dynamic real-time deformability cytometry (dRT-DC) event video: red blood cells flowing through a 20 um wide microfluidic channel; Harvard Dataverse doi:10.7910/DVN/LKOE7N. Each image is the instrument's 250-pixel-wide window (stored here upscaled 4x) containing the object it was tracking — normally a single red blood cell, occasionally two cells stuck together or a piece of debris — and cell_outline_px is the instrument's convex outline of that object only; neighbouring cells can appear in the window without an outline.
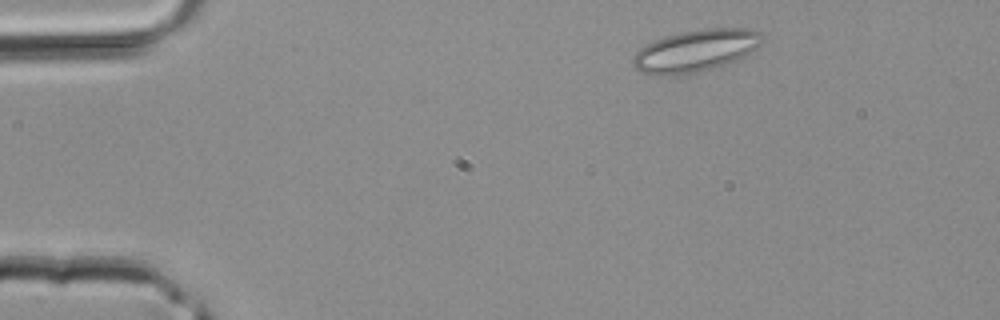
{"species": "common noctule bat (a hibernating species)", "species_latin": "Nyctalus noctula", "temperature_condition": "room temperature", "stored_images_in_passage": 36, "camera_frame_rate_fps": 3000, "um_per_image_px": 0.085, "animal": {"sex": "male", "body_mass_g": 20.4}, "frame": {"image": 1, "passage_image": 3, "time_ms": 0.667, "image_size_px": [1000, 320], "cell_outline_px": [[768, 36], [764, 44], [740, 60], [712, 68], [696, 72], [672, 76], [652, 76], [640, 72], [632, 64], [632, 56], [640, 48], [656, 40], [680, 32], [704, 28], [748, 28], [764, 32]], "centroid_in_image_um": [59.23, 4.31], "position_along_channel_um": 25.8, "area_um2": 32.48}}
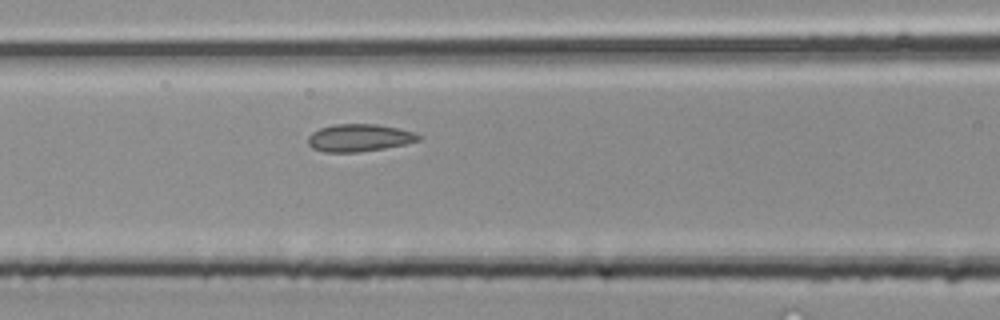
{"frame": {"image": 2, "passage_image": 14, "time_ms": 4.333, "image_size_px": [1000, 320], "cell_outline_px": [[424, 136], [420, 140], [404, 144], [384, 148], [360, 152], [324, 152], [312, 148], [308, 144], [308, 136], [312, 132], [320, 128], [332, 124], [376, 124], [400, 128], [416, 132]], "centroid_in_image_um": [30.56, 11.7], "position_along_channel_um": 136.0, "area_um2": 17.92}}
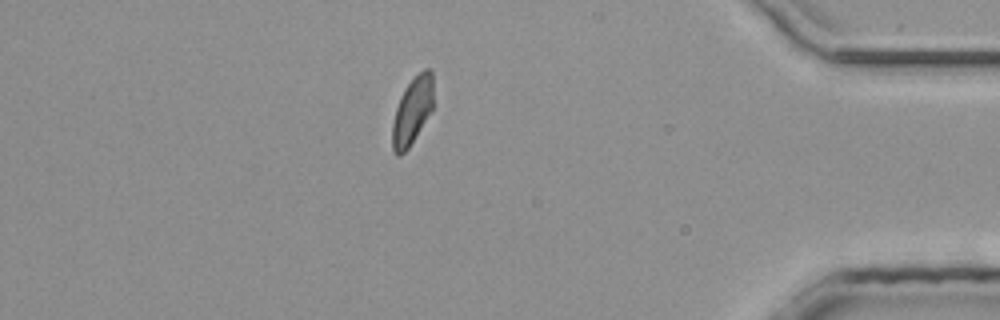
{"frame": {"image": 3, "passage_image": 32, "time_ms": 10.333, "image_size_px": [1000, 320], "cell_outline_px": [[432, 108], [408, 148], [400, 156], [396, 156], [392, 152], [392, 124], [396, 108], [400, 96], [408, 84], [424, 68], [428, 68], [432, 72]], "centroid_in_image_um": [35.0, 9.45], "position_along_channel_um": 400.2, "area_um2": 15.66}}